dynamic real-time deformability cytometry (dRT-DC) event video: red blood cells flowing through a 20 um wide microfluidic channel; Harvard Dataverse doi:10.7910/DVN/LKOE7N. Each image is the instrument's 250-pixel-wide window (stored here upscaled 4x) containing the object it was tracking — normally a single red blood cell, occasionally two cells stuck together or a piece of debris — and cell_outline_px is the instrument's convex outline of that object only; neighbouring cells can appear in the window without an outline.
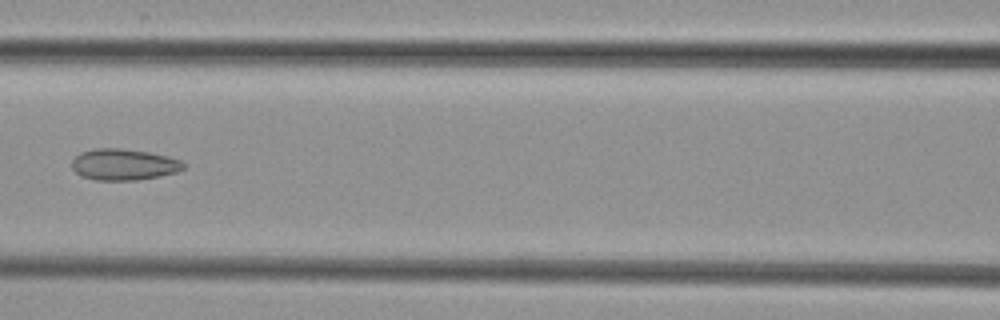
{"species": "common noctule bat (a hibernating species)", "species_latin": "Nyctalus noctula", "temperature_condition": "cold", "stored_images_in_passage": 7, "camera_frame_rate_fps": 3000, "um_per_image_px": 0.085, "animal": {"sex": "female", "body_mass_g": 29.2, "forearm_length_mm": 56.3}, "frame": {"image": 1, "passage_image": 7, "time_ms": 7.667, "image_size_px": [1000, 320], "cell_outline_px": [[184, 168], [176, 172], [160, 176], [136, 180], [96, 180], [80, 176], [72, 168], [72, 160], [80, 152], [96, 148], [120, 148], [148, 152], [168, 156], [180, 160], [184, 164]], "centroid_in_image_um": [10.5, 13.98], "position_along_channel_um": 156.1, "area_um2": 20.35}}